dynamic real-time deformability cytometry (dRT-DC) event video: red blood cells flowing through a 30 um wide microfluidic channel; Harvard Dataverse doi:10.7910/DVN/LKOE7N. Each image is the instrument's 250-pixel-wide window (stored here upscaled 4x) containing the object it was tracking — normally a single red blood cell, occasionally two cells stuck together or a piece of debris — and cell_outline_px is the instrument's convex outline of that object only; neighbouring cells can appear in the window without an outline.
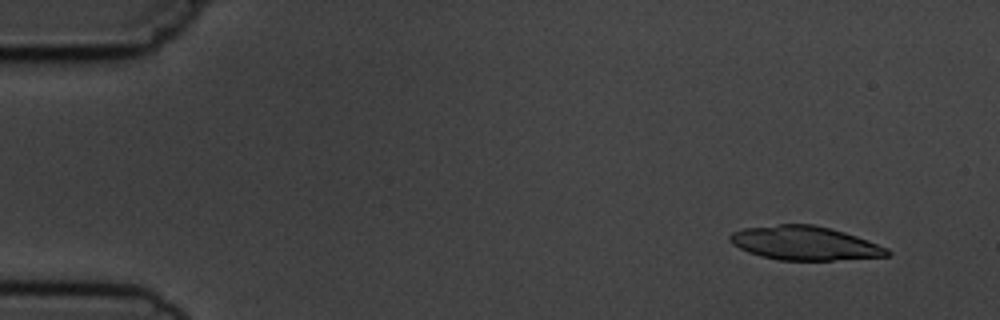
{"species": "common noctule bat (a hibernating species)", "species_latin": "Nyctalus noctula", "temperature_condition": "cold", "stored_images_in_passage": 6, "camera_frame_rate_fps": 3000, "um_per_image_px": 0.085, "animal": {"sex": "male", "body_mass_g": 19.5, "forearm_length_mm": 54.6}, "frame": {"image": 1, "passage_image": 1, "time_ms": 0.0, "image_size_px": [1000, 320], "cell_outline_px": [[892, 252], [888, 256], [832, 260], [780, 260], [760, 256], [748, 252], [732, 244], [728, 240], [728, 236], [732, 232], [744, 228], [780, 224], [812, 224], [844, 232], [856, 236], [888, 248]], "centroid_in_image_um": [68.37, 20.67], "position_along_channel_um": 16.6, "area_um2": 30.92}}
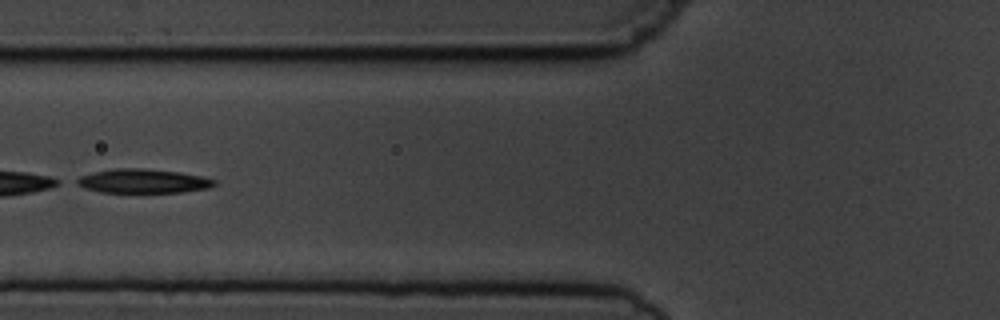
{"frame": {"image": 2, "passage_image": 6, "time_ms": 5.667, "image_size_px": [1000, 320], "cell_outline_px": [[216, 184], [208, 188], [184, 192], [100, 192], [84, 188], [76, 184], [72, 180], [80, 176], [112, 168], [144, 168], [180, 172], [200, 176], [216, 180]], "centroid_in_image_um": [12.12, 15.39], "position_along_channel_um": 113.7, "area_um2": 19.36}}